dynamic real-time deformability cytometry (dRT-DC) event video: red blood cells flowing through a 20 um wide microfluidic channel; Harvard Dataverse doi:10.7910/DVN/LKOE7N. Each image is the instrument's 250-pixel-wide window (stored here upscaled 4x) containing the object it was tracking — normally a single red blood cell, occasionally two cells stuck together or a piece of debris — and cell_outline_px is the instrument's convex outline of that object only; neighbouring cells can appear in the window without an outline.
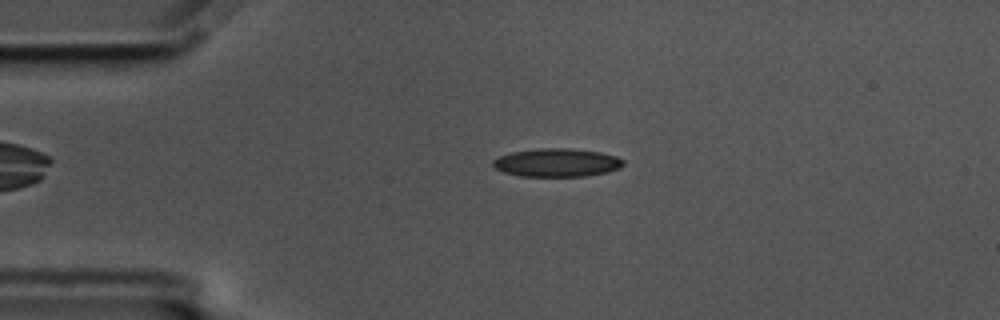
{"species": "common noctule bat (a hibernating species)", "species_latin": "Nyctalus noctula", "temperature_condition": "cold", "stored_images_in_passage": 49, "camera_frame_rate_fps": 3000, "um_per_image_px": 0.085, "animal": {"sex": "male", "body_mass_g": 17.5, "forearm_length_mm": 52.3}, "frame": {"image": 1, "passage_image": 4, "time_ms": 1.0, "image_size_px": [1000, 320], "cell_outline_px": [[624, 164], [620, 168], [608, 172], [584, 176], [520, 176], [504, 172], [496, 168], [492, 164], [492, 160], [500, 156], [512, 152], [536, 148], [568, 148], [600, 152], [616, 156], [624, 160]], "centroid_in_image_um": [47.34, 13.82], "position_along_channel_um": 37.7, "area_um2": 21.5}}
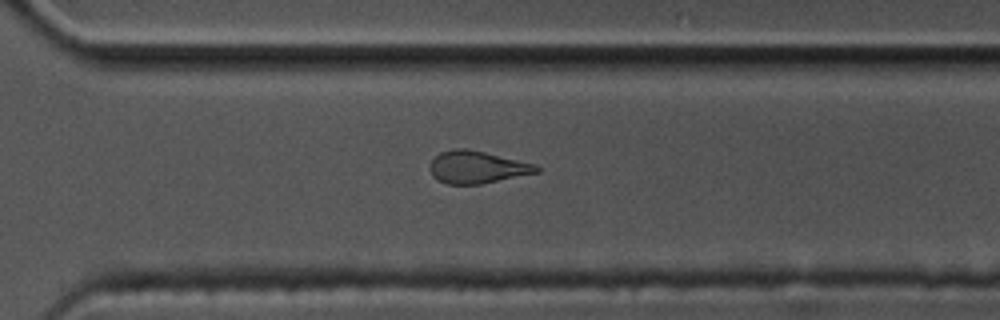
{"frame": {"image": 2, "passage_image": 32, "time_ms": 10.333, "image_size_px": [1000, 320], "cell_outline_px": [[540, 172], [480, 184], [448, 184], [432, 176], [428, 168], [432, 160], [440, 152], [452, 148], [468, 148], [536, 164], [540, 168]], "centroid_in_image_um": [40.54, 14.2], "position_along_channel_um": 330.1, "area_um2": 20.17}}
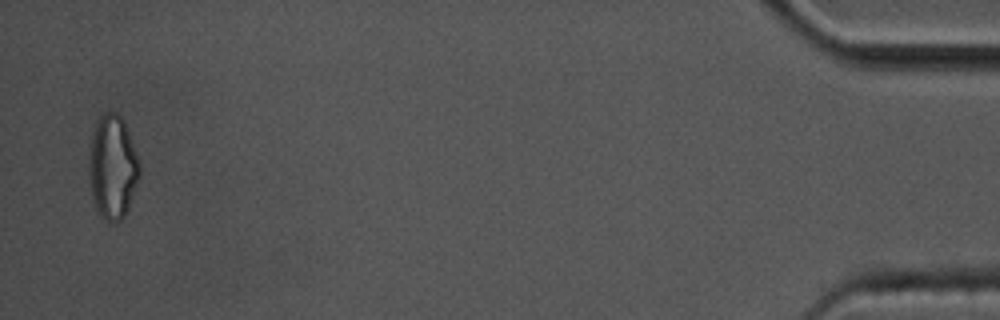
{"frame": {"image": 3, "passage_image": 48, "time_ms": 15.667, "image_size_px": [1000, 320], "cell_outline_px": [[140, 176], [128, 208], [124, 216], [120, 220], [104, 220], [96, 208], [92, 196], [88, 168], [92, 136], [96, 124], [100, 116], [104, 112], [116, 112], [124, 120], [140, 164]], "centroid_in_image_um": [9.58, 14.19], "position_along_channel_um": 425.6, "area_um2": 30.23}, "authors_computed_cell_mechanics": {"area_um2": 21.386, "velocity_mm_per_s": 3.4492, "shape_relaxation_time_tau1_ms": null, "shape_relaxation_time_tau2_ms": 3.0498, "deformation_change_tau1": null, "deformation_change_tau2": 0.0987}}